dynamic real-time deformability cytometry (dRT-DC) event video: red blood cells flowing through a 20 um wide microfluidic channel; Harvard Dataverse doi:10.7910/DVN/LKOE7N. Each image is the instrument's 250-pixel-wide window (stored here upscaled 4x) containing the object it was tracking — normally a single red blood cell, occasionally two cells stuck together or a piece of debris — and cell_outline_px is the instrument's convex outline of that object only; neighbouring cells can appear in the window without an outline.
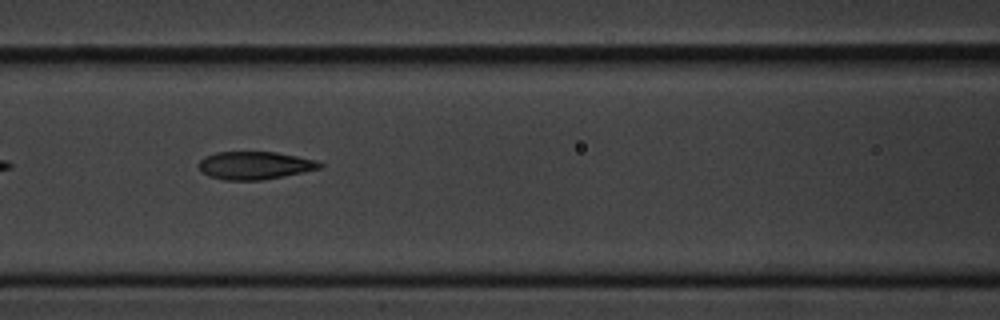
{"species": "common noctule bat (a hibernating species)", "species_latin": "Nyctalus noctula", "temperature_condition": "cold", "stored_images_in_passage": 9, "camera_frame_rate_fps": 3000, "um_per_image_px": 0.085, "animal": {"sex": "male", "body_mass_g": 20.1, "forearm_length_mm": 53.5}, "frame": {"image": 1, "passage_image": 6, "time_ms": 6.0, "image_size_px": [1000, 320], "cell_outline_px": [[324, 164], [320, 168], [304, 172], [260, 180], [224, 180], [208, 176], [200, 172], [200, 160], [204, 156], [216, 152], [276, 152], [316, 160]], "centroid_in_image_um": [21.63, 14.06], "position_along_channel_um": 145.0, "area_um2": 19.59}}
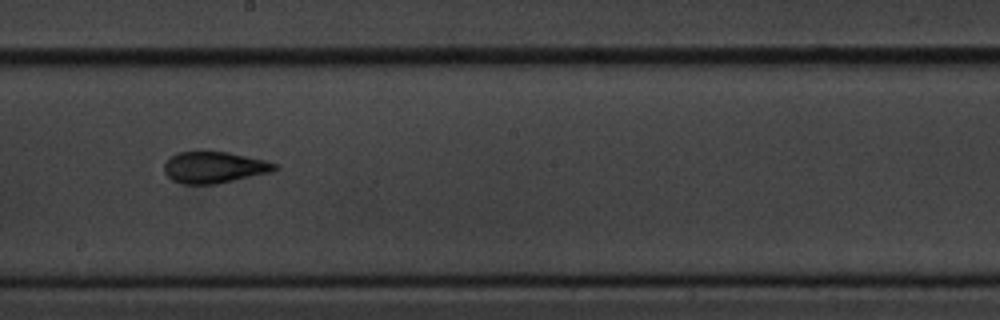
{"frame": {"image": 2, "passage_image": 8, "time_ms": 8.333, "image_size_px": [1000, 320], "cell_outline_px": [[280, 168], [272, 172], [216, 184], [184, 184], [172, 180], [164, 172], [164, 164], [176, 152], [228, 152], [264, 160], [276, 164]], "centroid_in_image_um": [18.22, 14.23], "position_along_channel_um": 230.0, "area_um2": 20.11}}
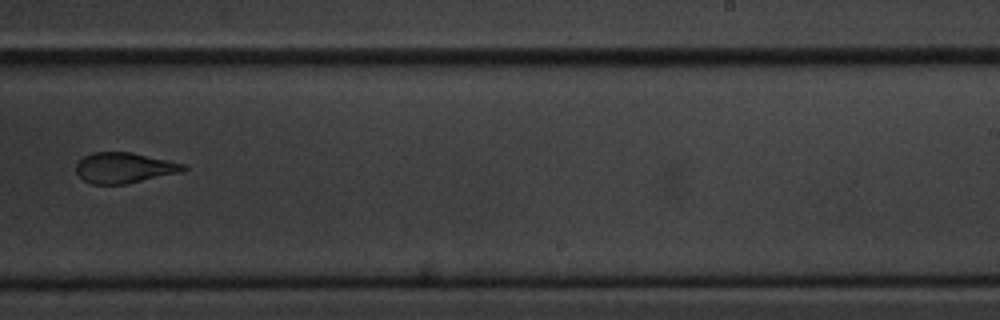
{"frame": {"image": 3, "passage_image": 9, "time_ms": 9.667, "image_size_px": [1000, 320], "cell_outline_px": [[188, 168], [184, 172], [124, 184], [92, 184], [84, 180], [76, 172], [76, 164], [84, 156], [92, 152], [132, 152], [168, 160], [184, 164]], "centroid_in_image_um": [10.58, 14.26], "position_along_channel_um": 278.4, "area_um2": 19.13}}